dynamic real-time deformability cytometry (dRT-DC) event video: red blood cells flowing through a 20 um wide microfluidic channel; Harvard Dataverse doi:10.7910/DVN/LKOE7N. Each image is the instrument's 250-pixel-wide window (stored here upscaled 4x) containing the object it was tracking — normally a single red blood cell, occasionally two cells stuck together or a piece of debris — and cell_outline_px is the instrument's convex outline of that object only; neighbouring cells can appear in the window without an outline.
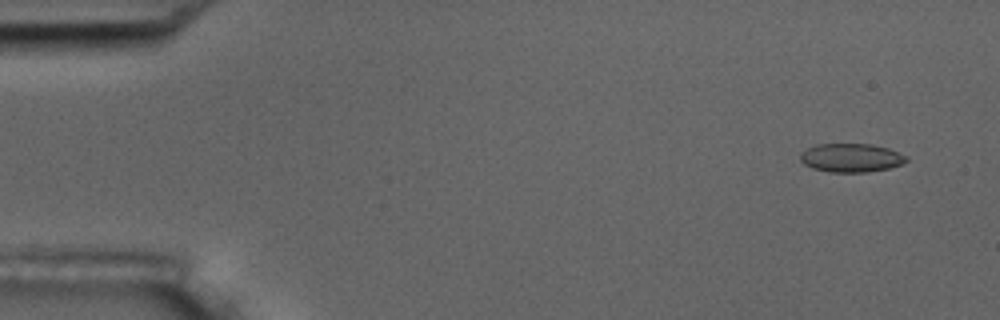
{"species": "common noctule bat (a hibernating species)", "species_latin": "Nyctalus noctula", "temperature_condition": "room temperature", "stored_images_in_passage": 6, "segment_of_instrument_passage": [2, 2], "camera_frame_rate_fps": 3000, "um_per_image_px": 0.085, "animal": {"sex": "male", "body_mass_g": 17.5, "forearm_length_mm": 52.3}, "frame": {"image": 1, "passage_image": 6, "time_ms": 6.667, "image_size_px": [1000, 320], "cell_outline_px": [[908, 160], [904, 164], [888, 168], [868, 172], [828, 172], [812, 168], [804, 164], [800, 160], [800, 152], [816, 144], [872, 144], [888, 148], [908, 156]], "centroid_in_image_um": [72.35, 13.41], "position_along_channel_um": 12.6, "area_um2": 17.86}}